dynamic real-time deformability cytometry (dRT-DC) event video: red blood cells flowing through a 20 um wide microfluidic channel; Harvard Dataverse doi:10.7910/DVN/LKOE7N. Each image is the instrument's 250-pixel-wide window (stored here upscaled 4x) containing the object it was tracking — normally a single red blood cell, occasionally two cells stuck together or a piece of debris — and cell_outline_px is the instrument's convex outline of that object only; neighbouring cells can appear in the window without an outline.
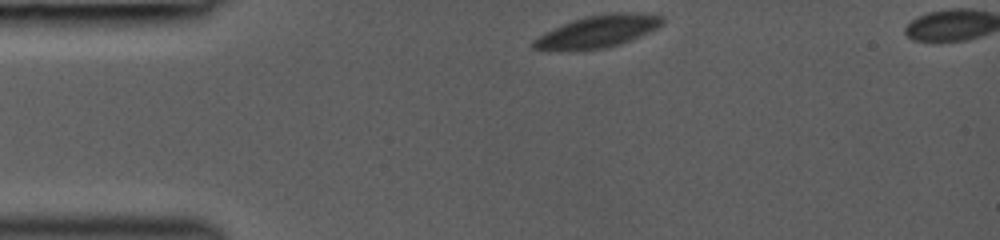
{"species": "common noctule bat (a hibernating species)", "species_latin": "Nyctalus noctula", "temperature_condition": "room temperature", "stored_images_in_passage": 4, "camera_frame_rate_fps": 3000, "um_per_image_px": 0.085, "animal": {"sex": "female", "body_mass_g": 19.0, "forearm_length_mm": 53.3}, "frame": {"image": 1, "passage_image": 1, "time_ms": 0.0, "image_size_px": [1000, 240], "cell_outline_px": [[664, 24], [640, 36], [620, 44], [604, 48], [568, 52], [548, 52], [532, 48], [532, 40], [544, 32], [572, 20], [588, 16], [612, 12], [640, 12], [664, 16]], "centroid_in_image_um": [50.75, 2.7], "position_along_channel_um": 34.2, "area_um2": 24.85}}